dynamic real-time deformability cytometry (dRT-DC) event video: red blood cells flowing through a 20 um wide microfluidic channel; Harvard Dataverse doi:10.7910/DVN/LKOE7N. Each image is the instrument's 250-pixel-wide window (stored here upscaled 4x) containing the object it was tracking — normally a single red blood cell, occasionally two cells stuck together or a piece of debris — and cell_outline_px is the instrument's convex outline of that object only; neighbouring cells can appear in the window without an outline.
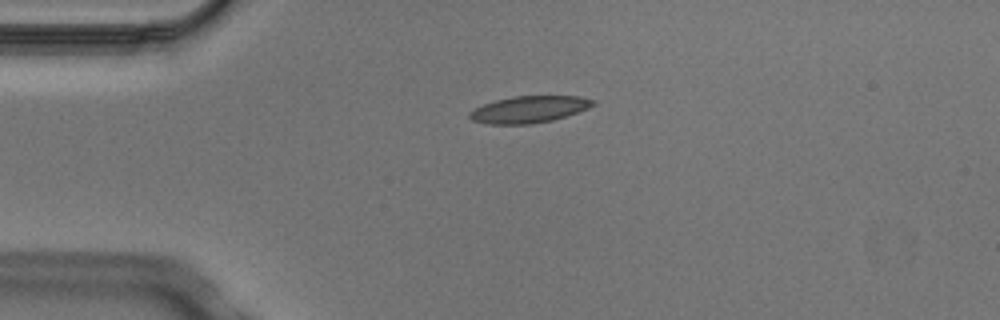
{"species": "Egyptian fruit bat (a non-hibernating species)", "species_latin": "Rousettus aegyptiacus", "temperature_condition": "cold", "stored_images_in_passage": 2, "camera_frame_rate_fps": 3000, "um_per_image_px": 0.085, "animal": {"sex": "male"}, "frame": {"image": 1, "passage_image": 1, "time_ms": 0.0, "image_size_px": [1000, 320], "cell_outline_px": [[596, 104], [588, 108], [552, 120], [532, 124], [488, 124], [472, 120], [468, 116], [468, 112], [484, 104], [496, 100], [516, 96], [580, 96], [596, 100]], "centroid_in_image_um": [44.97, 9.29], "position_along_channel_um": 40.0, "area_um2": 19.13}}